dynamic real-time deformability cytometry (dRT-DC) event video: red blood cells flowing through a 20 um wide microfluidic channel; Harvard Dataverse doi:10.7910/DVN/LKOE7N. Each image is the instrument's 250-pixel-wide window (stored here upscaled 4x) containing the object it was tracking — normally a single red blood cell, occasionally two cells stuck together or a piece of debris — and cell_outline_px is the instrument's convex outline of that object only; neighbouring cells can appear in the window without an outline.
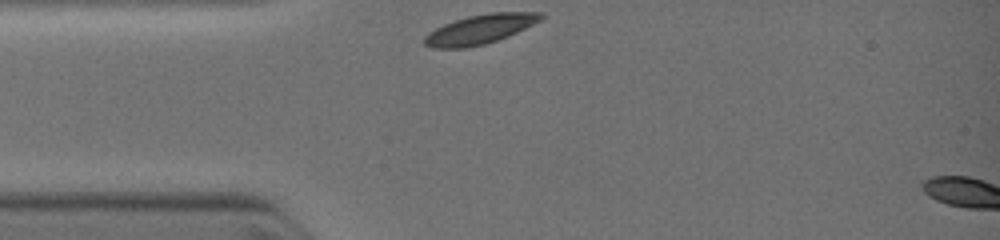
{"species": "common noctule bat (a hibernating species)", "species_latin": "Nyctalus noctula", "temperature_condition": "warm", "stored_images_in_passage": 2, "camera_frame_rate_fps": 3000, "um_per_image_px": 0.085, "animal": {"sex": "female", "body_mass_g": 19.0, "forearm_length_mm": 51.5}, "frame": {"image": 1, "passage_image": 1, "time_ms": 0.0, "image_size_px": [1000, 240], "cell_outline_px": [[544, 16], [540, 20], [508, 36], [484, 44], [468, 48], [432, 48], [424, 44], [424, 36], [428, 32], [452, 20], [468, 16], [492, 12], [540, 12]], "centroid_in_image_um": [40.74, 2.49], "position_along_channel_um": 44.3, "area_um2": 19.83}}